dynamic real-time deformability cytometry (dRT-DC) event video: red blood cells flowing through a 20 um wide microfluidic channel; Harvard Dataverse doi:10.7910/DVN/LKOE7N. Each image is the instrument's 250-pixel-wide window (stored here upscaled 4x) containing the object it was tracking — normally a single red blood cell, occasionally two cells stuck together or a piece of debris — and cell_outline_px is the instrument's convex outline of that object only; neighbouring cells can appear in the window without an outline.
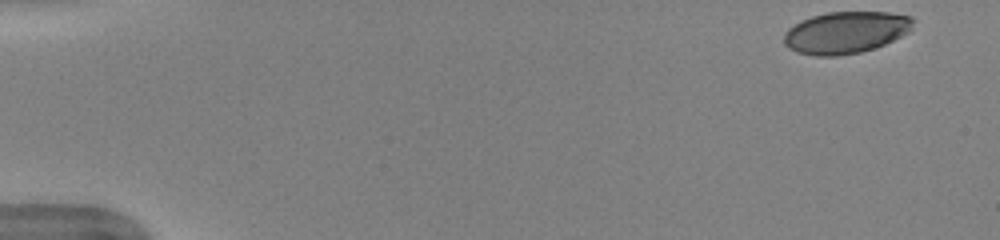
{"species": "human", "species_latin": "Homo sapiens", "temperature_condition": "warm", "stored_images_in_passage": 49, "camera_frame_rate_fps": 3000, "um_per_image_px": 0.085, "donor": {"sex": "female"}, "frame": {"image": 1, "passage_image": 1, "time_ms": 0.0, "image_size_px": [1000, 240], "cell_outline_px": [[916, 20], [908, 32], [876, 48], [860, 52], [836, 56], [816, 56], [796, 52], [788, 48], [784, 44], [784, 32], [788, 28], [812, 16], [828, 12], [888, 12], [912, 16]], "centroid_in_image_um": [71.89, 2.76], "position_along_channel_um": 13.1, "area_um2": 31.56}}
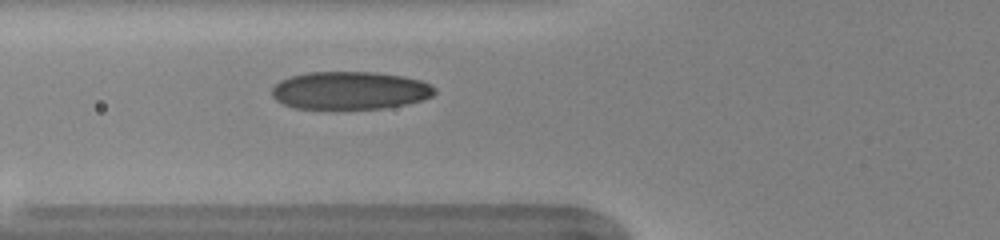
{"frame": {"image": 2, "passage_image": 18, "time_ms": 5.667, "image_size_px": [1000, 240], "cell_outline_px": [[436, 92], [432, 96], [408, 104], [384, 108], [332, 112], [296, 108], [284, 104], [276, 100], [272, 96], [272, 88], [280, 80], [292, 76], [308, 72], [376, 72], [404, 76], [420, 80], [432, 84], [436, 88]], "centroid_in_image_um": [29.74, 7.73], "position_along_channel_um": 96.1, "area_um2": 37.17}}
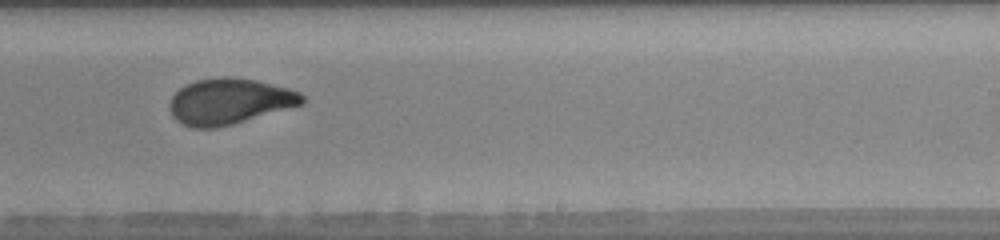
{"frame": {"image": 3, "passage_image": 31, "time_ms": 10.0, "image_size_px": [1000, 240], "cell_outline_px": [[304, 100], [300, 104], [232, 124], [216, 128], [192, 128], [176, 120], [172, 116], [168, 104], [172, 96], [180, 88], [196, 80], [224, 76], [232, 76], [256, 80], [288, 88], [300, 92], [304, 96]], "centroid_in_image_um": [19.45, 8.6], "position_along_channel_um": 269.6, "area_um2": 35.08}, "authors_computed_cell_mechanics": {"area_um2": 34.7956, "velocity_mm_per_s": 3.9906, "shape_relaxation_time_tau1_ms": 6.1096, "shape_relaxation_time_tau2_ms": 0.9821, "deformation_change_tau1": 0.2047, "deformation_change_tau2": 0.0628}}